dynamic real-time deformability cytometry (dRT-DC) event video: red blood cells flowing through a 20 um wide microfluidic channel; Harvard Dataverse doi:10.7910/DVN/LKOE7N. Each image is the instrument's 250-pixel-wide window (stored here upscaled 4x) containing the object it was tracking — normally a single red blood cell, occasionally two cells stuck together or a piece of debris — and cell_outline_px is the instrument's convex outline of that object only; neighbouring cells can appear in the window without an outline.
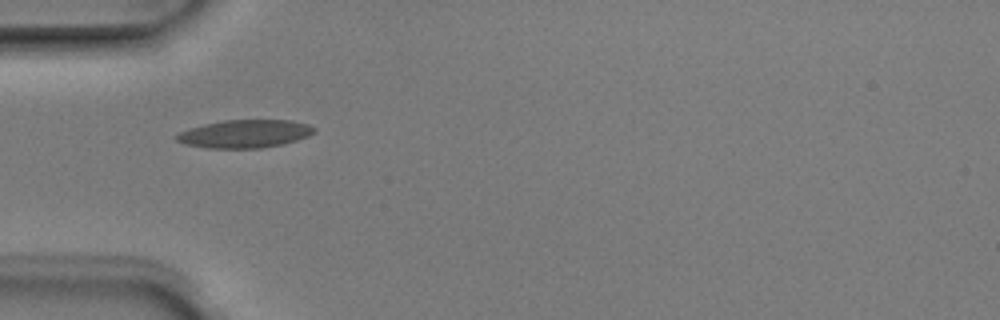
{"species": "Egyptian fruit bat (a non-hibernating species)", "species_latin": "Rousettus aegyptiacus", "temperature_condition": "room temperature", "stored_images_in_passage": 3, "camera_frame_rate_fps": 3000, "um_per_image_px": 0.085, "animal": {"sex": "male"}, "frame": {"image": 1, "passage_image": 1, "time_ms": 0.0, "image_size_px": [1000, 320], "cell_outline_px": [[316, 132], [308, 136], [296, 140], [280, 144], [260, 148], [208, 148], [184, 144], [176, 140], [176, 136], [180, 132], [204, 124], [224, 120], [292, 120], [308, 124], [316, 128]], "centroid_in_image_um": [20.84, 11.37], "position_along_channel_um": 64.2, "area_um2": 22.31}}
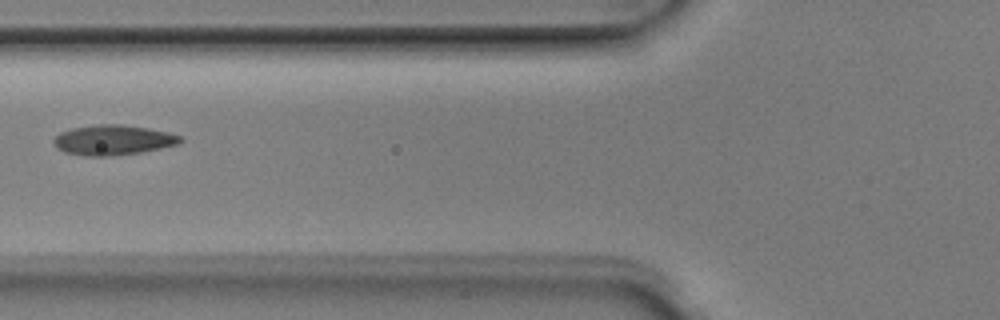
{"frame": {"image": 2, "passage_image": 2, "time_ms": 0.333, "image_size_px": [1000, 320], "cell_outline_px": [[184, 140], [180, 144], [140, 152], [112, 156], [84, 156], [64, 152], [56, 148], [52, 144], [52, 140], [60, 132], [72, 128], [96, 124], [124, 124], [148, 128], [168, 132], [180, 136]], "centroid_in_image_um": [9.58, 11.9], "position_along_channel_um": 116.2, "area_um2": 22.43}}
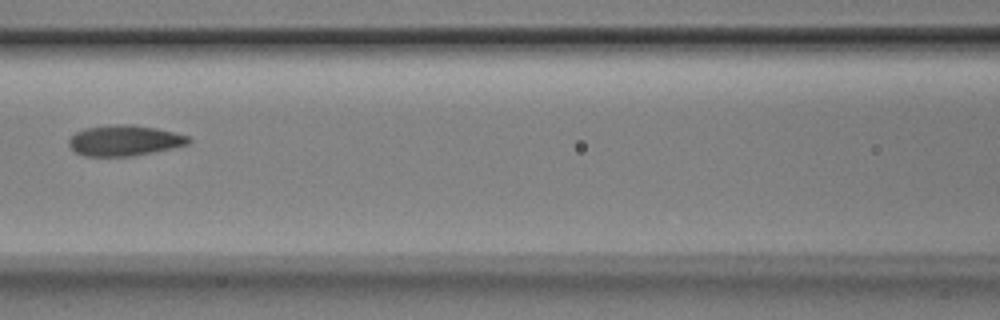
{"frame": {"image": 3, "passage_image": 3, "time_ms": 0.667, "image_size_px": [1000, 320], "cell_outline_px": [[192, 140], [188, 144], [172, 148], [132, 156], [84, 156], [76, 152], [68, 144], [68, 140], [76, 132], [84, 128], [116, 124], [132, 124], [156, 128], [188, 136]], "centroid_in_image_um": [10.56, 11.94], "position_along_channel_um": 156.0, "area_um2": 21.27}}